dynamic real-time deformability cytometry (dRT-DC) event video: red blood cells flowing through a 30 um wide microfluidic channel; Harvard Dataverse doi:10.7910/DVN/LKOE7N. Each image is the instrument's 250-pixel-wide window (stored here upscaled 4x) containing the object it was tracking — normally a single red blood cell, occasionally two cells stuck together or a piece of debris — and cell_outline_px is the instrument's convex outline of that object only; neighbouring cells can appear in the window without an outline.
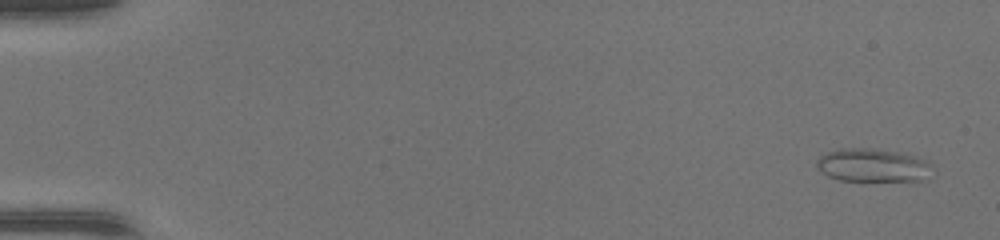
{"species": "common noctule bat (a hibernating species)", "species_latin": "Nyctalus noctula", "temperature_condition": "warm", "stored_images_in_passage": 47, "camera_frame_rate_fps": 3000, "um_per_image_px": 0.085, "animal": {"sex": "female", "body_mass_g": 17.0, "forearm_length_mm": 48.0}, "frame": {"image": 1, "passage_image": 2, "time_ms": 0.333, "image_size_px": [1000, 240], "cell_outline_px": [[936, 172], [924, 180], [864, 184], [840, 180], [828, 176], [820, 172], [816, 168], [816, 160], [820, 156], [828, 152], [840, 148], [876, 148], [896, 152], [928, 160], [932, 164]], "centroid_in_image_um": [74.23, 14.12], "position_along_channel_um": 10.8, "area_um2": 23.87}}
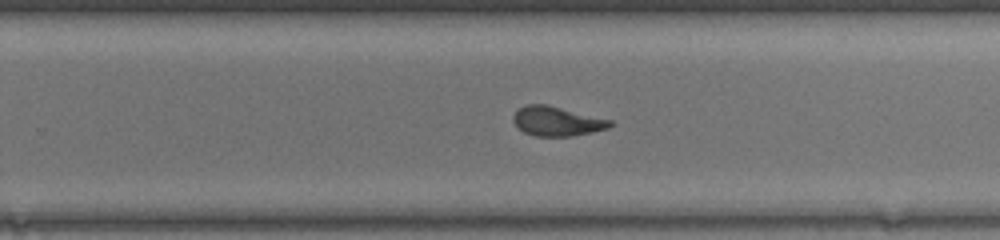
{"frame": {"image": 2, "passage_image": 31, "time_ms": 10.0, "image_size_px": [1000, 240], "cell_outline_px": [[616, 124], [608, 128], [592, 132], [572, 136], [536, 136], [524, 132], [512, 120], [512, 116], [520, 108], [528, 104], [548, 104], [612, 120]], "centroid_in_image_um": [47.38, 10.3], "position_along_channel_um": 282.4, "area_um2": 16.65}}
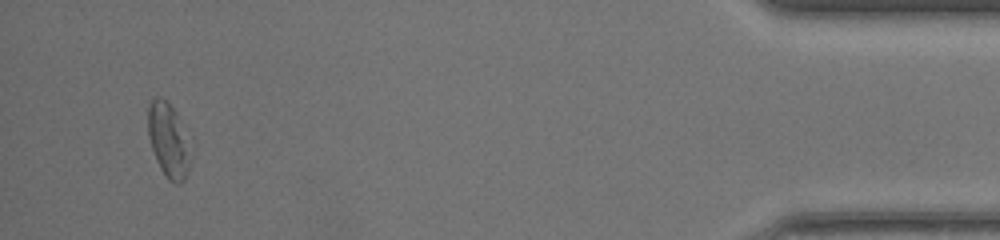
{"frame": {"image": 3, "passage_image": 45, "time_ms": 14.667, "image_size_px": [1000, 240], "cell_outline_px": [[196, 144], [184, 180], [180, 184], [176, 184], [168, 180], [160, 168], [156, 160], [148, 136], [148, 104], [156, 96], [160, 96], [168, 100], [176, 112]], "centroid_in_image_um": [14.41, 11.9], "position_along_channel_um": 420.8, "area_um2": 19.65}}